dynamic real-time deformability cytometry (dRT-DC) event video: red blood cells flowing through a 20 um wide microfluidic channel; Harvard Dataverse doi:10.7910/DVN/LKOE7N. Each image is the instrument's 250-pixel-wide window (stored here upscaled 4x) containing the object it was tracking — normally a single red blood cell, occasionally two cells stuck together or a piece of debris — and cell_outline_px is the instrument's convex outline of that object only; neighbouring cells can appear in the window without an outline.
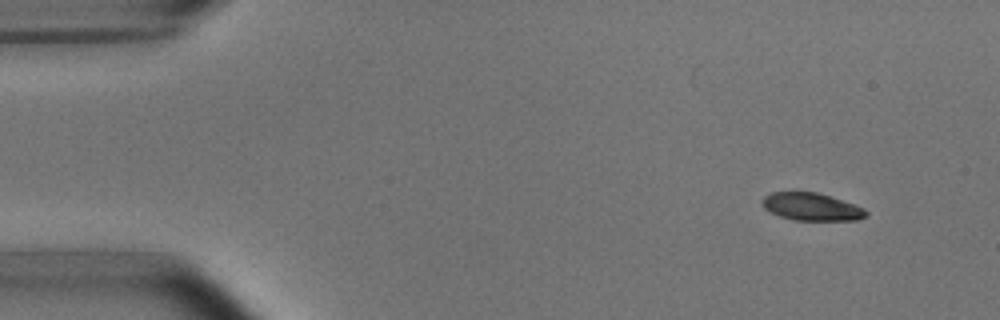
{"species": "common noctule bat (a hibernating species)", "species_latin": "Nyctalus noctula", "temperature_condition": "room temperature", "stored_images_in_passage": 5, "camera_frame_rate_fps": 3000, "um_per_image_px": 0.085, "animal": {"sex": "male", "body_mass_g": 15.6}, "frame": {"image": 1, "passage_image": 1, "time_ms": 0.0, "image_size_px": [1000, 320], "cell_outline_px": [[868, 216], [856, 220], [796, 220], [780, 216], [764, 208], [760, 204], [760, 200], [764, 196], [772, 192], [816, 192], [864, 208], [868, 212]], "centroid_in_image_um": [68.94, 17.58], "position_along_channel_um": 16.1, "area_um2": 16.53}}
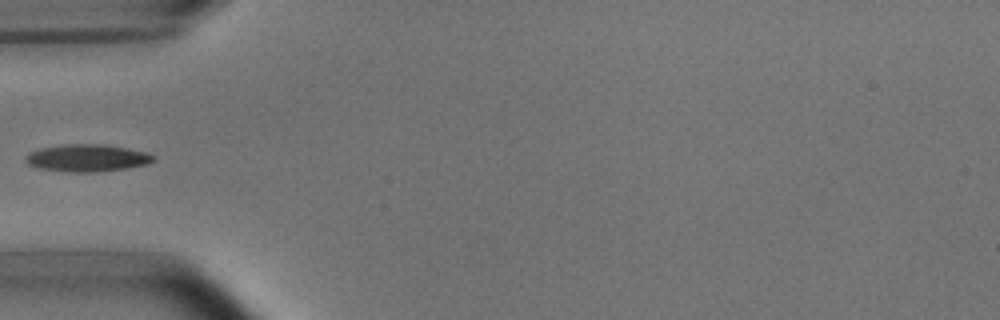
{"frame": {"image": 2, "passage_image": 4, "time_ms": 4.333, "image_size_px": [1000, 320], "cell_outline_px": [[156, 160], [148, 164], [124, 168], [96, 172], [68, 172], [36, 168], [28, 164], [24, 160], [24, 156], [28, 152], [40, 148], [64, 144], [104, 144], [128, 148], [148, 152], [156, 156]], "centroid_in_image_um": [7.39, 13.42], "position_along_channel_um": 77.6, "area_um2": 20.63}}